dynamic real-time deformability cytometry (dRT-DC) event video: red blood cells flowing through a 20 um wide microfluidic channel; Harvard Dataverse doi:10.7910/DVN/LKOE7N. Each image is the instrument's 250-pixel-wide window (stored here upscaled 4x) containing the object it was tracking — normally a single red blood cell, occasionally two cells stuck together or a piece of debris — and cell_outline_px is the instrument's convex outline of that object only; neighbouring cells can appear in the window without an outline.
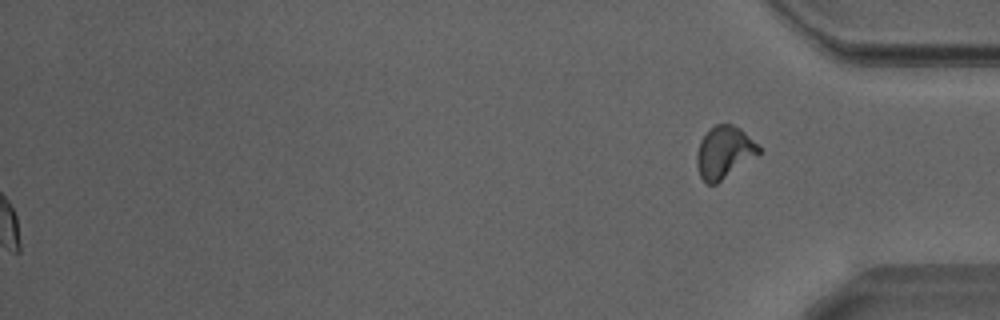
{"species": "Egyptian fruit bat (a non-hibernating species)", "species_latin": "Rousettus aegyptiacus", "temperature_condition": "warm", "stored_images_in_passage": 43, "segment_of_instrument_passage": [2, 2], "camera_frame_rate_fps": 3000, "um_per_image_px": 0.085, "animal": {"sex": "male"}, "frame": {"image": 1, "passage_image": 43, "time_ms": 14.0, "image_size_px": [1000, 320], "cell_outline_px": [[760, 152], [756, 156], [716, 184], [708, 184], [700, 176], [696, 164], [696, 152], [700, 140], [716, 124], [732, 124], [740, 128], [760, 144]], "centroid_in_image_um": [61.56, 12.94], "position_along_channel_um": 373.6, "area_um2": 18.79}}